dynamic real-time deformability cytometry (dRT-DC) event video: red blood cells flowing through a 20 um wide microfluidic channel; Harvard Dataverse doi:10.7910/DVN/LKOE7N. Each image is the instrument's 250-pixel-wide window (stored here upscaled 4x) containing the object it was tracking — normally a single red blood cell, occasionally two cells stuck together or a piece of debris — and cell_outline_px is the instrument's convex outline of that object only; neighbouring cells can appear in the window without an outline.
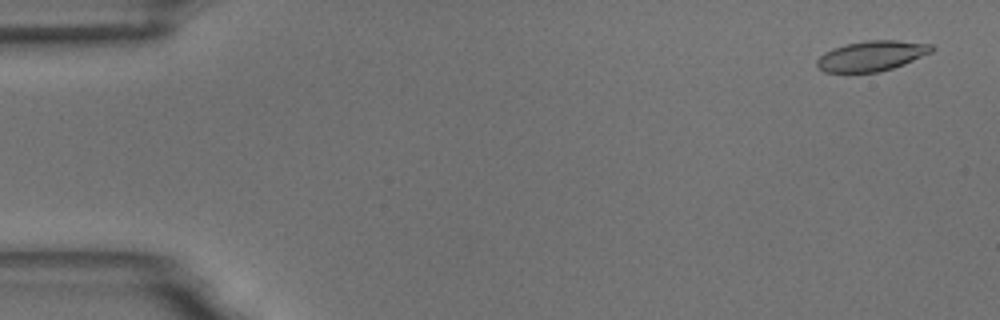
{"species": "common noctule bat (a hibernating species)", "species_latin": "Nyctalus noctula", "temperature_condition": "room temperature", "stored_images_in_passage": 56, "camera_frame_rate_fps": 3000, "um_per_image_px": 0.085, "animal": {"sex": "male", "body_mass_g": 18.8}, "frame": {"image": 1, "passage_image": 3, "time_ms": 0.667, "image_size_px": [1000, 320], "cell_outline_px": [[936, 48], [932, 52], [904, 64], [880, 72], [824, 72], [816, 68], [816, 60], [824, 52], [832, 48], [848, 44], [868, 40], [896, 40], [932, 44]], "centroid_in_image_um": [74.08, 4.75], "position_along_channel_um": 10.9, "area_um2": 20.29}}
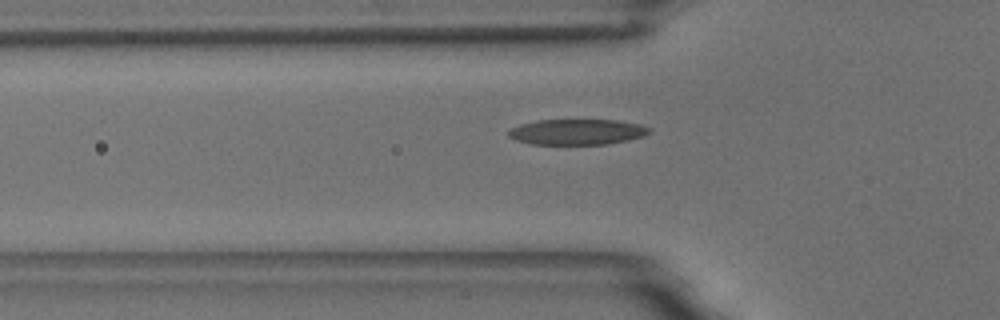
{"frame": {"image": 2, "passage_image": 19, "time_ms": 6.0, "image_size_px": [1000, 320], "cell_outline_px": [[652, 132], [644, 136], [628, 140], [608, 144], [532, 144], [516, 140], [508, 136], [508, 132], [512, 128], [520, 124], [536, 120], [616, 120], [640, 124], [652, 128]], "centroid_in_image_um": [49.09, 11.21], "position_along_channel_um": 76.7, "area_um2": 21.1}}
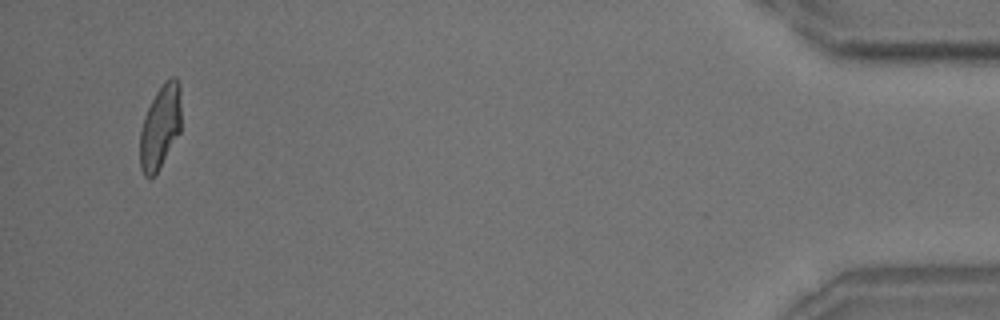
{"frame": {"image": 3, "passage_image": 54, "time_ms": 17.667, "image_size_px": [1000, 320], "cell_outline_px": [[180, 132], [156, 172], [148, 180], [144, 176], [140, 168], [140, 132], [144, 116], [156, 92], [164, 80], [172, 76], [176, 76], [180, 84]], "centroid_in_image_um": [13.61, 10.75], "position_along_channel_um": 421.6, "area_um2": 20.06}, "authors_computed_cell_mechanics": {"area_um2": 20.7502, "velocity_mm_per_s": 3.6186, "shape_relaxation_time_tau1_ms": 3.8867, "shape_relaxation_time_tau2_ms": 1.946, "deformation_change_tau1": 0.1705, "deformation_change_tau2": 0.0985}}